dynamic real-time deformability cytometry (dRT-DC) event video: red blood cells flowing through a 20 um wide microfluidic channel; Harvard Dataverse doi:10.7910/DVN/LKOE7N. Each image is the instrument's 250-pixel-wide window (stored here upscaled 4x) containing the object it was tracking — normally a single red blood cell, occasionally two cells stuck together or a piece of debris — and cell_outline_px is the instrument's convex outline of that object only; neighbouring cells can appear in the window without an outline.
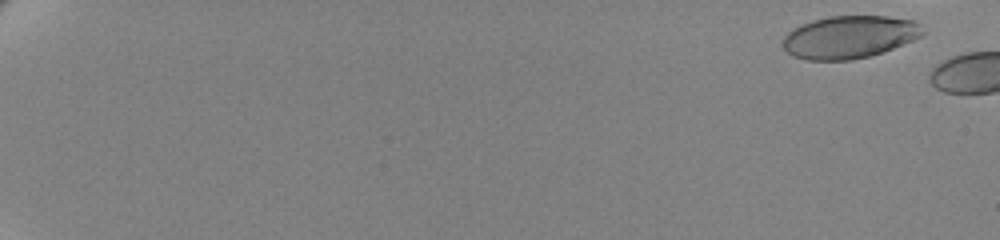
{"species": "human", "species_latin": "Homo sapiens", "temperature_condition": "cold", "stored_images_in_passage": 8, "camera_frame_rate_fps": 3000, "um_per_image_px": 0.085, "donor": {"sex": "female"}, "frame": {"image": 1, "passage_image": 3, "time_ms": 0.667, "image_size_px": [1000, 240], "cell_outline_px": [[924, 32], [920, 36], [912, 40], [892, 48], [868, 56], [852, 60], [804, 60], [792, 56], [784, 48], [784, 36], [792, 28], [800, 24], [812, 20], [828, 16], [888, 16], [912, 20], [920, 24]], "centroid_in_image_um": [72.16, 3.14], "position_along_channel_um": 12.8, "area_um2": 34.62}}